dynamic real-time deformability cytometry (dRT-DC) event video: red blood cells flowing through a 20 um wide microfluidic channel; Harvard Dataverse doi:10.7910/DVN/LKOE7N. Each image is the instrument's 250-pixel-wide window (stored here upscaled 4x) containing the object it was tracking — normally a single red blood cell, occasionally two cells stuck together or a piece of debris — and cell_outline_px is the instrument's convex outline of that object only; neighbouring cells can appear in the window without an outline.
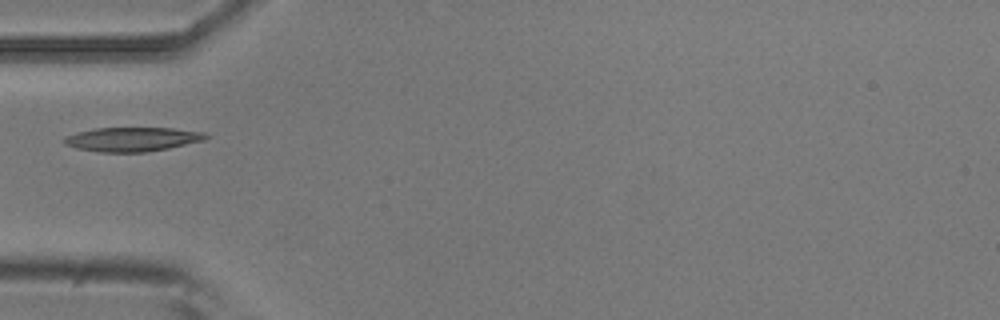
{"species": "common noctule bat (a hibernating species)", "species_latin": "Nyctalus noctula", "temperature_condition": "room temperature", "stored_images_in_passage": 4, "camera_frame_rate_fps": 3000, "um_per_image_px": 0.085, "animal": {"sex": "male", "body_mass_g": 20.5, "forearm_length_mm": 52.5}, "frame": {"image": 1, "passage_image": 3, "time_ms": 0.667, "image_size_px": [1000, 320], "cell_outline_px": [[212, 136], [204, 140], [168, 148], [144, 152], [100, 152], [76, 148], [64, 144], [64, 136], [76, 132], [96, 128], [172, 128], [204, 132]], "centroid_in_image_um": [11.24, 11.83], "position_along_channel_um": 73.8, "area_um2": 19.94}}
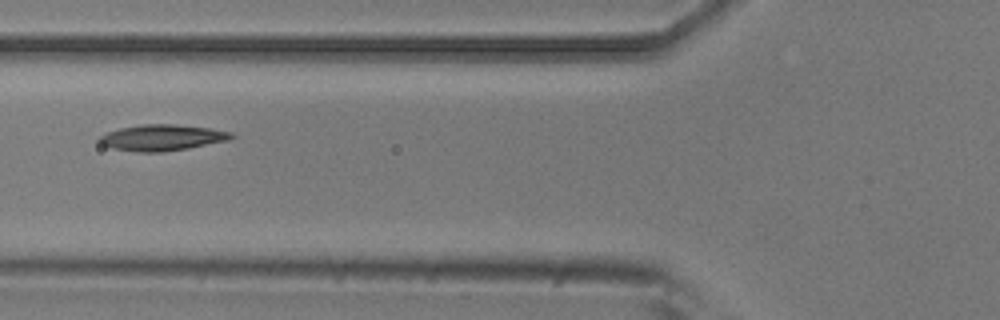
{"frame": {"image": 2, "passage_image": 4, "time_ms": 1.0, "image_size_px": [1000, 320], "cell_outline_px": [[236, 136], [228, 140], [188, 148], [160, 152], [140, 152], [112, 148], [100, 144], [100, 136], [108, 132], [120, 128], [140, 124], [172, 124], [208, 128], [232, 132]], "centroid_in_image_um": [13.78, 11.69], "position_along_channel_um": 112.0, "area_um2": 19.83}}